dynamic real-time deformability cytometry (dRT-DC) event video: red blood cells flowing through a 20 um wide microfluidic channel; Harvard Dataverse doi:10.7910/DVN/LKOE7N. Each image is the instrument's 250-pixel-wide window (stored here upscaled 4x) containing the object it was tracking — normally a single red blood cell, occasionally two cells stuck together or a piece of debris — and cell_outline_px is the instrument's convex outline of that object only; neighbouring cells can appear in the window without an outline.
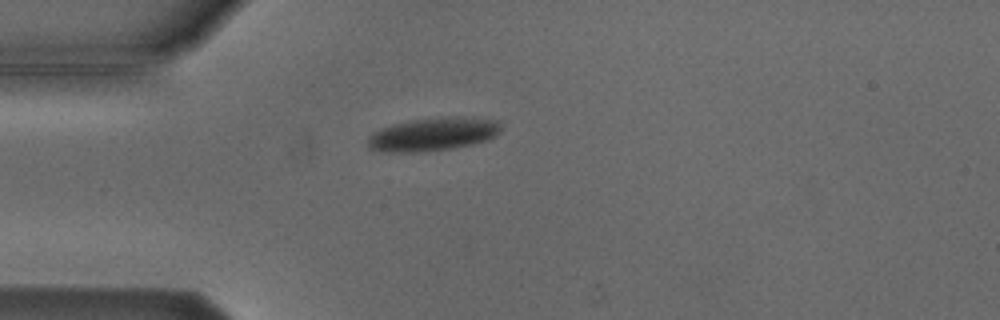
{"species": "Egyptian fruit bat (a non-hibernating species)", "species_latin": "Rousettus aegyptiacus", "temperature_condition": "cold", "stored_images_in_passage": 7, "camera_frame_rate_fps": 3000, "um_per_image_px": 0.085, "animal": {"sex": "male"}, "frame": {"image": 1, "passage_image": 7, "time_ms": 7.0, "image_size_px": [1000, 320], "cell_outline_px": [[500, 132], [496, 136], [488, 140], [472, 144], [452, 148], [416, 152], [384, 152], [368, 148], [368, 136], [372, 132], [380, 128], [392, 124], [412, 120], [456, 116], [500, 120]], "centroid_in_image_um": [36.81, 11.41], "position_along_channel_um": 48.2, "area_um2": 25.89}}